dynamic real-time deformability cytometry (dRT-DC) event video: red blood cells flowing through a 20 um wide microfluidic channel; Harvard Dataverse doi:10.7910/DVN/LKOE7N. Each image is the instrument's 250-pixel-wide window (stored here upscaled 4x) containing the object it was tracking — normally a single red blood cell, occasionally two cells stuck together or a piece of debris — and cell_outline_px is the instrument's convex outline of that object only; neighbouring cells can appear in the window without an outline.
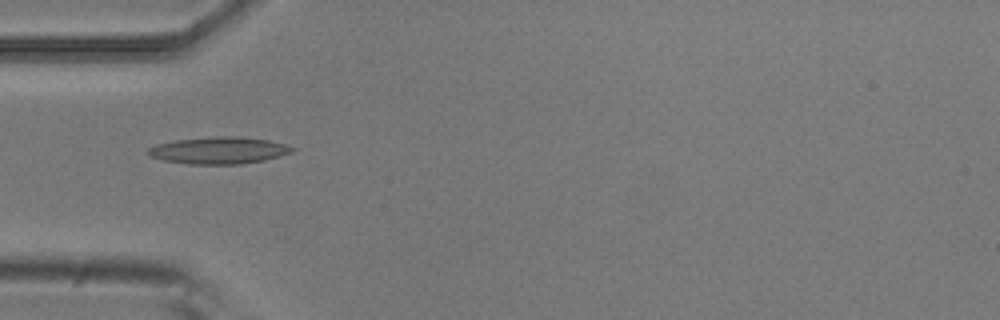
{"species": "common noctule bat (a hibernating species)", "species_latin": "Nyctalus noctula", "temperature_condition": "room temperature", "stored_images_in_passage": 8, "camera_frame_rate_fps": 3000, "um_per_image_px": 0.085, "animal": {"sex": "male", "body_mass_g": 20.5, "forearm_length_mm": 52.5}, "frame": {"image": 1, "passage_image": 3, "time_ms": 0.667, "image_size_px": [1000, 320], "cell_outline_px": [[296, 148], [292, 152], [264, 160], [240, 164], [188, 164], [164, 160], [152, 156], [144, 152], [148, 148], [156, 144], [176, 140], [216, 136], [240, 136], [268, 140], [284, 144]], "centroid_in_image_um": [18.59, 12.78], "position_along_channel_um": 66.4, "area_um2": 22.54}}
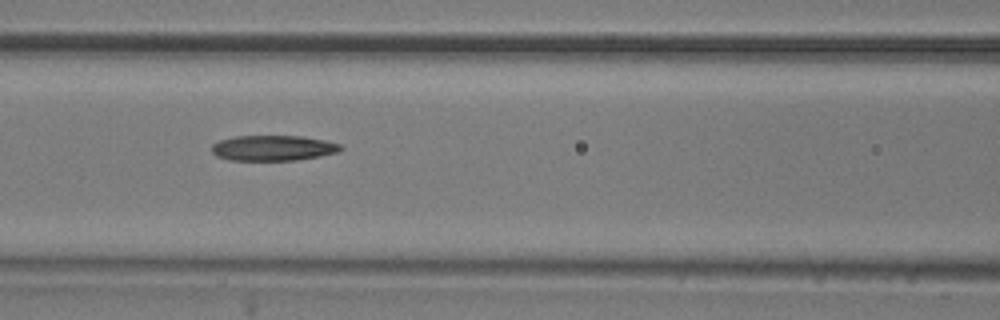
{"frame": {"image": 2, "passage_image": 5, "time_ms": 1.333, "image_size_px": [1000, 320], "cell_outline_px": [[344, 148], [336, 152], [320, 156], [296, 160], [228, 160], [216, 156], [212, 152], [212, 144], [220, 140], [236, 136], [304, 136], [324, 140], [340, 144]], "centroid_in_image_um": [23.2, 12.58], "position_along_channel_um": 143.4, "area_um2": 19.07}}
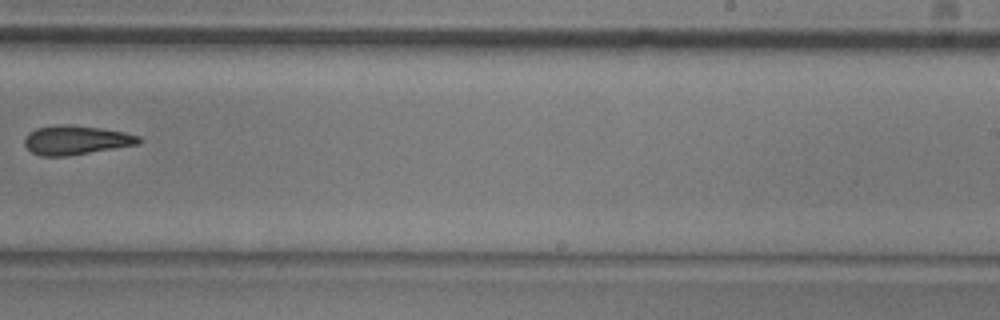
{"frame": {"image": 3, "passage_image": 8, "time_ms": 2.333, "image_size_px": [1000, 320], "cell_outline_px": [[144, 140], [136, 144], [68, 156], [40, 156], [32, 152], [24, 144], [24, 140], [28, 132], [36, 128], [60, 124], [68, 124], [100, 128], [124, 132], [140, 136]], "centroid_in_image_um": [6.43, 11.9], "position_along_channel_um": 282.6, "area_um2": 19.31}}